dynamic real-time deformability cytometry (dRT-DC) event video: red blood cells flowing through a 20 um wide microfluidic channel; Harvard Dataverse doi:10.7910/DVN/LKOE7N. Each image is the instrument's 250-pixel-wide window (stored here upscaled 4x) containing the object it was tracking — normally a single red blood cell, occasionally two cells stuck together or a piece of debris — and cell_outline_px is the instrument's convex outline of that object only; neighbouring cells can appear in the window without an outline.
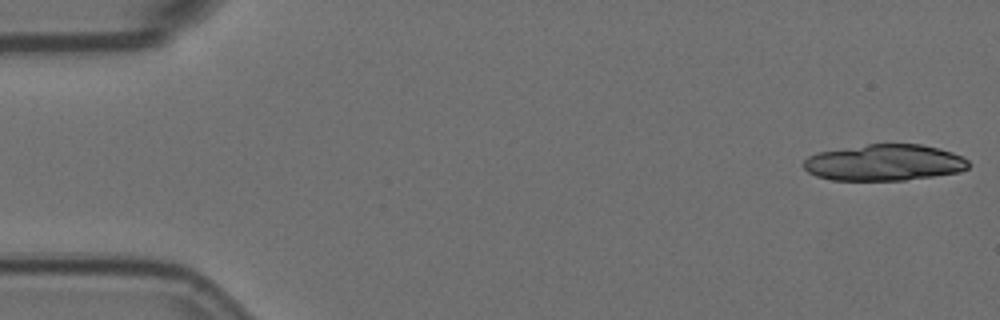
{"species": "Egyptian fruit bat (a non-hibernating species)", "species_latin": "Rousettus aegyptiacus", "temperature_condition": "room temperature", "stored_images_in_passage": 5, "camera_frame_rate_fps": 3000, "um_per_image_px": 0.085, "animal": {"sex": "female"}, "frame": {"image": 1, "passage_image": 1, "time_ms": 0.0, "image_size_px": [1000, 320], "cell_outline_px": [[968, 168], [960, 172], [904, 180], [832, 180], [816, 176], [808, 172], [804, 168], [804, 160], [808, 156], [816, 152], [868, 144], [920, 144], [952, 152], [964, 156], [968, 160]], "centroid_in_image_um": [75.16, 13.82], "position_along_channel_um": 9.8, "area_um2": 34.91}}